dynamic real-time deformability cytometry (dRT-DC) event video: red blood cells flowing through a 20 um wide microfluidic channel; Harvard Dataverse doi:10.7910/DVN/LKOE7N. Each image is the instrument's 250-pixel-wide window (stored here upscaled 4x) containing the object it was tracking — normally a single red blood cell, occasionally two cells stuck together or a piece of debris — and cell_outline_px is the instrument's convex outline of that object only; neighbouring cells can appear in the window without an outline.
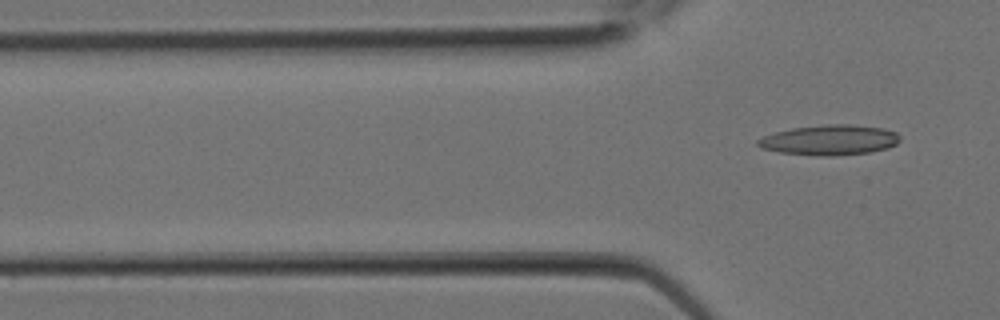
{"species": "Egyptian fruit bat (a non-hibernating species)", "species_latin": "Rousettus aegyptiacus", "temperature_condition": "room temperature", "stored_images_in_passage": 2, "camera_frame_rate_fps": 3000, "um_per_image_px": 0.085, "animal": {"sex": "female"}, "frame": {"image": 1, "passage_image": 2, "time_ms": 0.333, "image_size_px": [1000, 320], "cell_outline_px": [[900, 140], [896, 144], [888, 148], [872, 152], [832, 156], [820, 156], [780, 152], [760, 148], [756, 144], [756, 140], [764, 136], [776, 132], [792, 128], [828, 124], [848, 124], [884, 128], [896, 132], [900, 136]], "centroid_in_image_um": [70.53, 11.9], "position_along_channel_um": 55.3, "area_um2": 25.09}}